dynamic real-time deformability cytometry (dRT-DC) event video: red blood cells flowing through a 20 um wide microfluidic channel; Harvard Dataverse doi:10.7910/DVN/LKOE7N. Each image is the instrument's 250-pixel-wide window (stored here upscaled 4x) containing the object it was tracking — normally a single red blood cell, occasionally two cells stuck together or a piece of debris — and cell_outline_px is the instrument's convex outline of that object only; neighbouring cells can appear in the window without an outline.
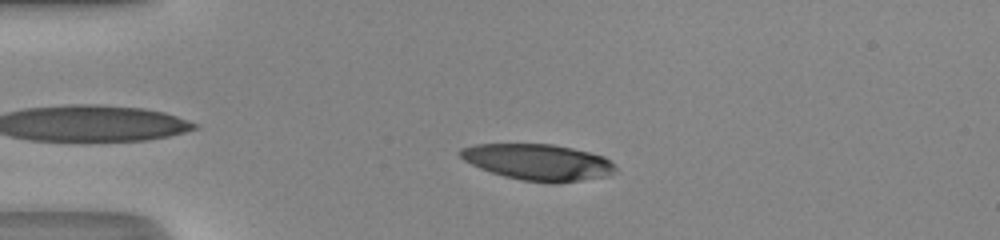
{"species": "human", "species_latin": "Homo sapiens", "temperature_condition": "room temperature", "stored_images_in_passage": 38, "camera_frame_rate_fps": 3000, "um_per_image_px": 0.085, "donor": {"sex": "male"}, "frame": {"image": 1, "passage_image": 6, "time_ms": 1.667, "image_size_px": [1000, 240], "cell_outline_px": [[616, 168], [608, 176], [556, 184], [552, 184], [524, 180], [504, 176], [480, 168], [464, 160], [456, 152], [460, 148], [476, 144], [552, 144], [572, 148], [604, 156], [616, 164]], "centroid_in_image_um": [45.74, 13.78], "position_along_channel_um": 39.3, "area_um2": 32.83}}
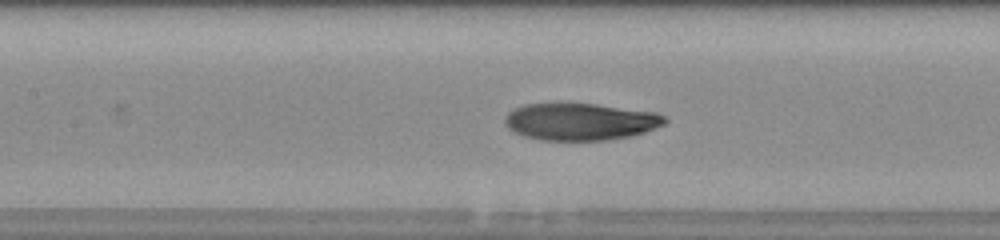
{"frame": {"image": 2, "passage_image": 17, "time_ms": 5.333, "image_size_px": [1000, 240], "cell_outline_px": [[668, 120], [664, 124], [656, 128], [644, 132], [628, 136], [608, 140], [540, 140], [524, 136], [508, 128], [504, 124], [504, 116], [512, 108], [524, 104], [560, 100], [596, 104], [656, 112], [664, 116]], "centroid_in_image_um": [49.26, 10.29], "position_along_channel_um": 158.1, "area_um2": 35.6}}
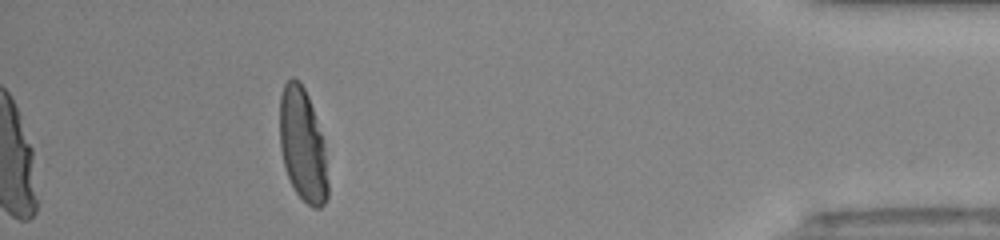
{"frame": {"image": 3, "passage_image": 38, "time_ms": 12.333, "image_size_px": [1000, 240], "cell_outline_px": [[328, 196], [324, 204], [320, 208], [312, 208], [296, 192], [284, 168], [280, 148], [280, 96], [284, 84], [292, 76], [304, 88], [308, 96], [324, 140], [328, 180]], "centroid_in_image_um": [25.73, 12.35], "position_along_channel_um": 409.5, "area_um2": 31.79}, "authors_computed_cell_mechanics": {"area_um2": 34.969, "velocity_mm_per_s": 4.3398, "shape_relaxation_time_tau1_ms": 7.8866, "shape_relaxation_time_tau2_ms": 0.9528, "deformation_change_tau1": 0.3225, "deformation_change_tau2": 0.0587}}